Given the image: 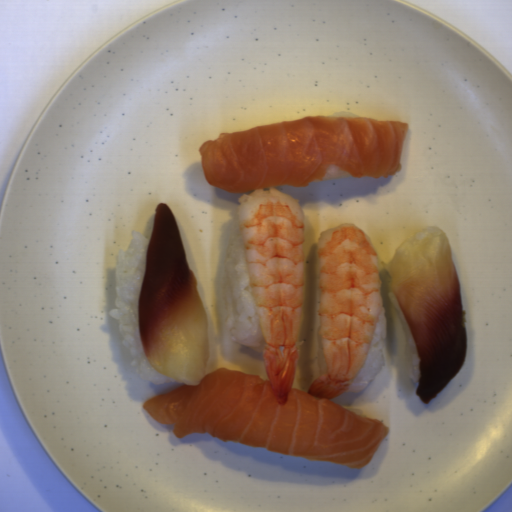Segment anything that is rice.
I'll list each match as a JSON object with an SVG mask.
<instances>
[{"mask_svg":"<svg viewBox=\"0 0 512 512\" xmlns=\"http://www.w3.org/2000/svg\"><path fill=\"white\" fill-rule=\"evenodd\" d=\"M238 206L233 213L230 245L223 274L225 321L234 343L264 353L263 336L237 216Z\"/></svg>","mask_w":512,"mask_h":512,"instance_id":"rice-2","label":"rice"},{"mask_svg":"<svg viewBox=\"0 0 512 512\" xmlns=\"http://www.w3.org/2000/svg\"><path fill=\"white\" fill-rule=\"evenodd\" d=\"M389 298L397 312V315L400 319V322H401V325H402V328H403V331H404V334L406 337V341H407V345H408V365H409L411 377H412L413 381L418 382L419 376H420V357H419L416 345L414 343L410 328L406 322V319L402 313V310H401L392 290L389 291Z\"/></svg>","mask_w":512,"mask_h":512,"instance_id":"rice-4","label":"rice"},{"mask_svg":"<svg viewBox=\"0 0 512 512\" xmlns=\"http://www.w3.org/2000/svg\"><path fill=\"white\" fill-rule=\"evenodd\" d=\"M438 230H441V229L437 225L427 226L424 229L417 232L416 234H414L413 237L420 238V239L425 238Z\"/></svg>","mask_w":512,"mask_h":512,"instance_id":"rice-6","label":"rice"},{"mask_svg":"<svg viewBox=\"0 0 512 512\" xmlns=\"http://www.w3.org/2000/svg\"><path fill=\"white\" fill-rule=\"evenodd\" d=\"M330 116H336V117H356V118H362L361 115H358L353 112L345 111V110H339L338 112L331 114Z\"/></svg>","mask_w":512,"mask_h":512,"instance_id":"rice-7","label":"rice"},{"mask_svg":"<svg viewBox=\"0 0 512 512\" xmlns=\"http://www.w3.org/2000/svg\"><path fill=\"white\" fill-rule=\"evenodd\" d=\"M153 228L146 237L131 232L126 251L116 259L113 306L109 311L119 326V342L124 360L132 372L153 385L181 382L159 373L145 356L139 322V296L144 280L148 247ZM182 383V382H181Z\"/></svg>","mask_w":512,"mask_h":512,"instance_id":"rice-1","label":"rice"},{"mask_svg":"<svg viewBox=\"0 0 512 512\" xmlns=\"http://www.w3.org/2000/svg\"><path fill=\"white\" fill-rule=\"evenodd\" d=\"M316 338H317V344H318V356H317V367L319 370V374L322 377L325 375L328 371L325 355L322 347V340H321V330L320 325L317 327L316 332Z\"/></svg>","mask_w":512,"mask_h":512,"instance_id":"rice-5","label":"rice"},{"mask_svg":"<svg viewBox=\"0 0 512 512\" xmlns=\"http://www.w3.org/2000/svg\"><path fill=\"white\" fill-rule=\"evenodd\" d=\"M386 331V314L382 307L364 363L352 385L346 390L356 393L364 391L382 371L384 368V342Z\"/></svg>","mask_w":512,"mask_h":512,"instance_id":"rice-3","label":"rice"},{"mask_svg":"<svg viewBox=\"0 0 512 512\" xmlns=\"http://www.w3.org/2000/svg\"><path fill=\"white\" fill-rule=\"evenodd\" d=\"M347 410L369 418V416L364 411H362L360 408L359 409H347Z\"/></svg>","mask_w":512,"mask_h":512,"instance_id":"rice-8","label":"rice"}]
</instances>
